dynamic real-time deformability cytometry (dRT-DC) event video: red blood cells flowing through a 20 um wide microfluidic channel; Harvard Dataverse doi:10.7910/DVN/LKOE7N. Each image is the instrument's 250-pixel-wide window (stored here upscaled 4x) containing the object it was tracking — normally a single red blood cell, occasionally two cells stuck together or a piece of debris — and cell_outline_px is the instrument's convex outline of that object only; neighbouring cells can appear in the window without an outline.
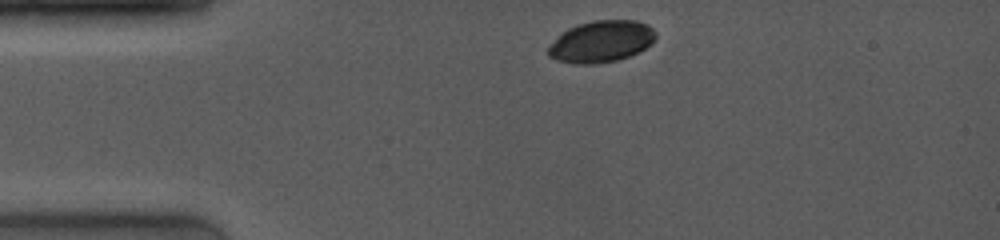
{"species": "common noctule bat (a hibernating species)", "species_latin": "Nyctalus noctula", "temperature_condition": "room temperature", "stored_images_in_passage": 10, "camera_frame_rate_fps": 4000, "um_per_image_px": 0.085, "animal": {"sex": "female", "body_mass_g": 19.0, "forearm_length_mm": 53.3}, "frame": {"image": 1, "passage_image": 1, "time_ms": 0.0, "image_size_px": [1000, 240], "cell_outline_px": [[656, 36], [652, 44], [628, 56], [616, 60], [596, 64], [576, 64], [556, 60], [548, 56], [548, 44], [568, 28], [576, 24], [592, 20], [636, 20], [648, 24], [656, 32]], "centroid_in_image_um": [51.08, 3.52], "position_along_channel_um": 33.9, "area_um2": 26.24}}
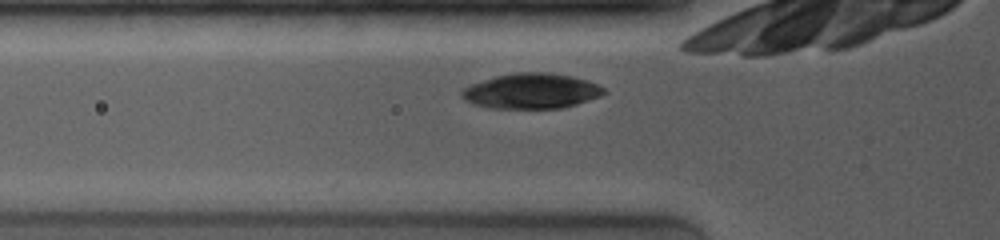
{"frame": {"image": 2, "passage_image": 6, "time_ms": 2.25, "image_size_px": [1000, 240], "cell_outline_px": [[608, 92], [600, 96], [576, 104], [560, 108], [488, 108], [472, 104], [464, 100], [460, 96], [460, 92], [464, 88], [472, 84], [496, 76], [512, 72], [548, 72], [572, 76], [588, 80], [604, 88]], "centroid_in_image_um": [45.15, 7.73], "position_along_channel_um": 80.7, "area_um2": 29.3}}
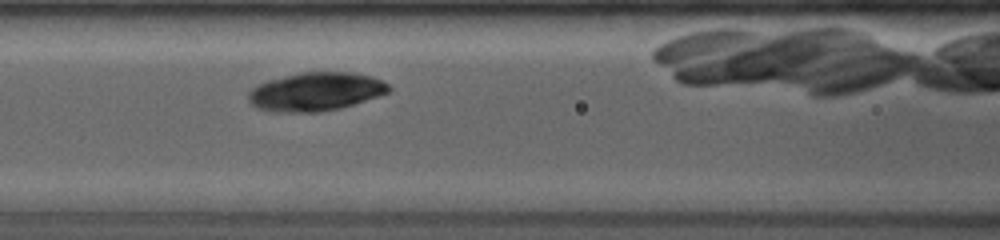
{"frame": {"image": 3, "passage_image": 10, "time_ms": 3.75, "image_size_px": [1000, 240], "cell_outline_px": [[392, 88], [388, 92], [340, 108], [320, 112], [272, 112], [256, 108], [248, 100], [248, 92], [256, 84], [268, 80], [300, 72], [352, 72], [368, 76], [380, 80], [388, 84]], "centroid_in_image_um": [26.77, 7.79], "position_along_channel_um": 139.8, "area_um2": 31.39}}